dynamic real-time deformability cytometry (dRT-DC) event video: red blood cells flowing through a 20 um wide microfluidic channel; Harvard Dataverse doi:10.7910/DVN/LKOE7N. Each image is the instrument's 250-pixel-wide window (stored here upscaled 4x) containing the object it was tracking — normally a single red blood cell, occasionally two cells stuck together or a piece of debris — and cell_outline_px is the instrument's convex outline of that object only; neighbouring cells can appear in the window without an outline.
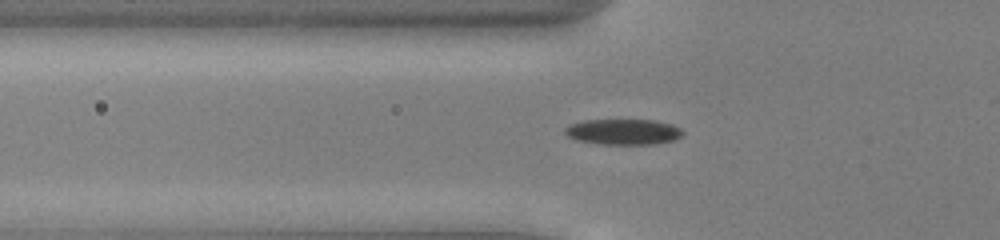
{"species": "common noctule bat (a hibernating species)", "species_latin": "Nyctalus noctula", "temperature_condition": "cold", "stored_images_in_passage": 54, "camera_frame_rate_fps": 3000, "um_per_image_px": 0.085, "animal": {"sex": "male", "body_mass_g": 13.0, "forearm_length_mm": 53.1}, "frame": {"image": 1, "passage_image": 20, "time_ms": 6.333, "image_size_px": [1000, 240], "cell_outline_px": [[684, 132], [676, 140], [656, 144], [600, 144], [576, 140], [568, 136], [564, 132], [564, 128], [572, 124], [584, 120], [656, 120], [672, 124], [680, 128]], "centroid_in_image_um": [53.0, 11.21], "position_along_channel_um": 72.8, "area_um2": 17.69}}
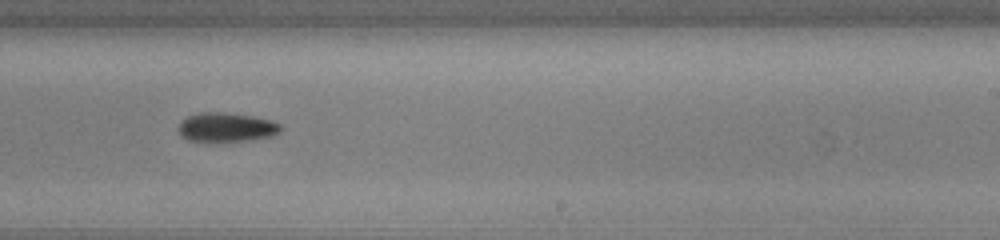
{"frame": {"image": 2, "passage_image": 35, "time_ms": 11.333, "image_size_px": [1000, 240], "cell_outline_px": [[284, 128], [280, 132], [272, 136], [252, 140], [208, 144], [188, 140], [180, 136], [176, 128], [180, 120], [188, 116], [200, 112], [224, 112], [252, 116], [272, 120], [280, 124]], "centroid_in_image_um": [19.19, 10.86], "position_along_channel_um": 269.8, "area_um2": 18.38}}
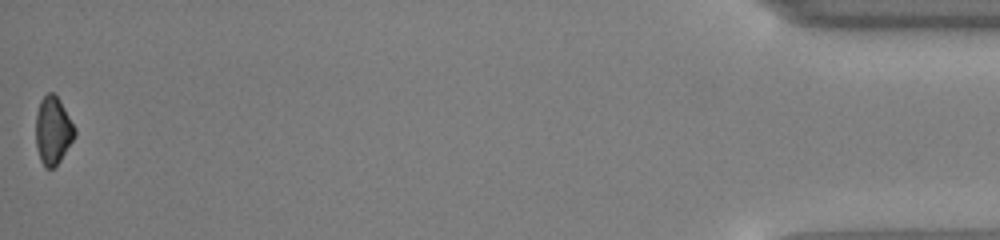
{"frame": {"image": 3, "passage_image": 54, "time_ms": 17.667, "image_size_px": [1000, 240], "cell_outline_px": [[76, 136], [60, 160], [52, 168], [44, 168], [40, 160], [36, 148], [36, 112], [40, 100], [48, 92], [52, 92], [60, 100], [76, 128]], "centroid_in_image_um": [4.5, 11.09], "position_along_channel_um": 430.7, "area_um2": 15.49}, "authors_computed_cell_mechanics": {"area_um2": 16.9643, "velocity_mm_per_s": 3.9561, "shape_relaxation_time_tau1_ms": 2.2073, "shape_relaxation_time_tau2_ms": null, "deformation_change_tau1": 0.0962, "deformation_change_tau2": null}}